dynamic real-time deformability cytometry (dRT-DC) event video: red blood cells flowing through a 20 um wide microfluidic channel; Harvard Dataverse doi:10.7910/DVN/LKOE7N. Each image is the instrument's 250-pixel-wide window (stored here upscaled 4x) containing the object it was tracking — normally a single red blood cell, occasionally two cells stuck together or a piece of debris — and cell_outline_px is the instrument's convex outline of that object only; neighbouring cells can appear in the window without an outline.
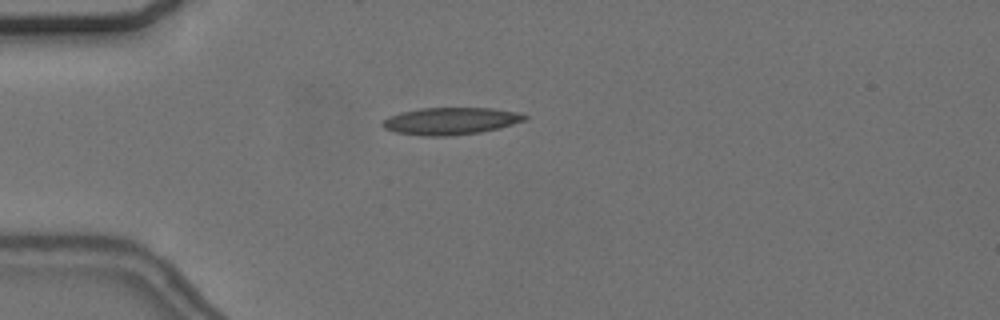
{"species": "common noctule bat (a hibernating species)", "species_latin": "Nyctalus noctula", "temperature_condition": "cold", "stored_images_in_passage": 56, "camera_frame_rate_fps": 3000, "um_per_image_px": 0.085, "animal": {"sex": "female", "body_mass_g": 24.6, "forearm_length_mm": 56.2}, "frame": {"image": 1, "passage_image": 15, "time_ms": 4.667, "image_size_px": [1000, 320], "cell_outline_px": [[528, 120], [500, 128], [480, 132], [448, 136], [424, 136], [396, 132], [384, 128], [380, 124], [384, 120], [400, 112], [420, 108], [492, 108], [520, 112], [528, 116]], "centroid_in_image_um": [38.36, 10.28], "position_along_channel_um": 46.6, "area_um2": 22.6}}
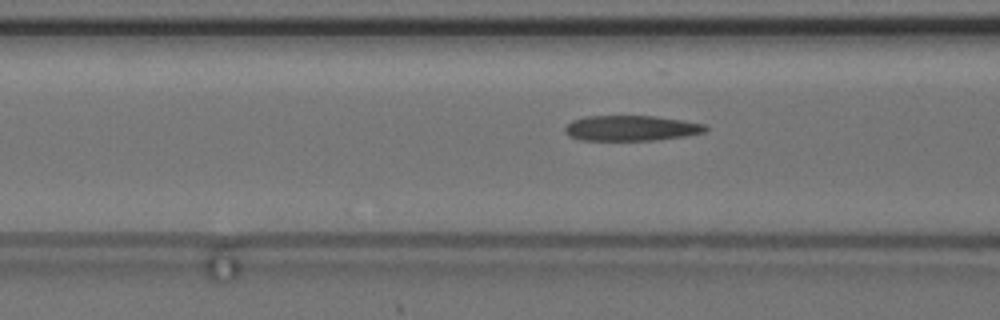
{"frame": {"image": 2, "passage_image": 22, "time_ms": 7.0, "image_size_px": [1000, 320], "cell_outline_px": [[708, 128], [704, 132], [684, 136], [656, 140], [580, 140], [568, 136], [564, 132], [564, 128], [572, 120], [588, 116], [656, 116], [684, 120], [704, 124]], "centroid_in_image_um": [53.63, 10.89], "position_along_channel_um": 113.0, "area_um2": 20.81}}
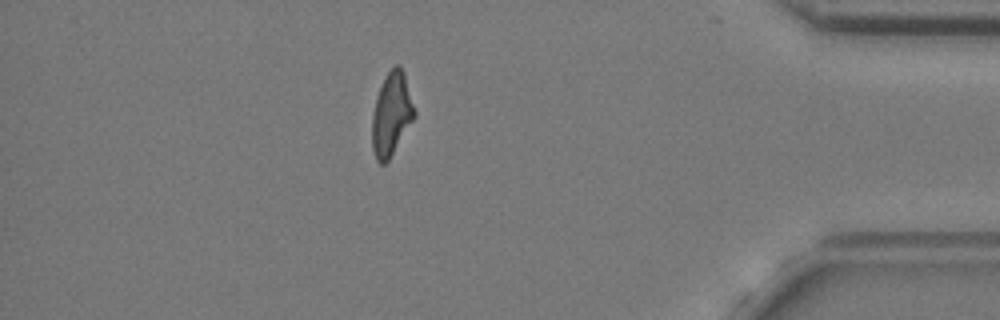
{"frame": {"image": 3, "passage_image": 49, "time_ms": 16.0, "image_size_px": [1000, 320], "cell_outline_px": [[416, 116], [388, 160], [384, 164], [380, 164], [376, 160], [372, 148], [372, 116], [376, 96], [392, 64], [400, 64], [404, 72], [416, 112]], "centroid_in_image_um": [33.28, 9.68], "position_along_channel_um": 401.9, "area_um2": 20.52}, "authors_computed_cell_mechanics": {"area_um2": 20.808, "velocity_mm_per_s": 3.6624, "shape_relaxation_time_tau1_ms": 7.4776, "shape_relaxation_time_tau2_ms": 3.4607, "deformation_change_tau1": 0.2129, "deformation_change_tau2": 0.1559}}